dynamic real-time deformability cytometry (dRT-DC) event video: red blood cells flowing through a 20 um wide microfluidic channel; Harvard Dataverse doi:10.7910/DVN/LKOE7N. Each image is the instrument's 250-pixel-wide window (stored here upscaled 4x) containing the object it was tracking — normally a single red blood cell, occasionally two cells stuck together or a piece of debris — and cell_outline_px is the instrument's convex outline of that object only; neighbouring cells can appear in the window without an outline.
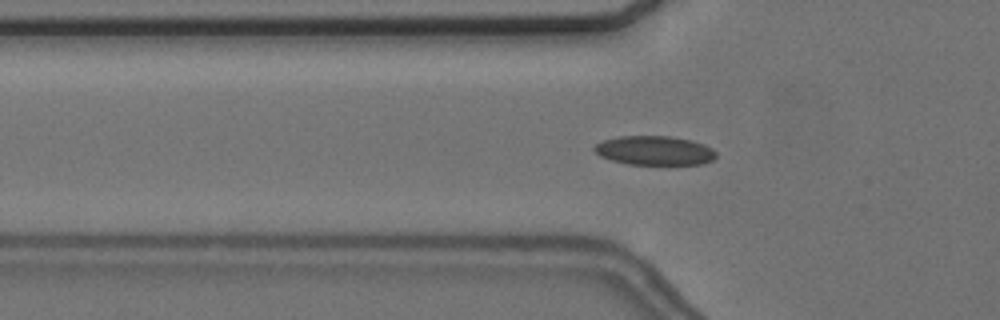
{"species": "common noctule bat (a hibernating species)", "species_latin": "Nyctalus noctula", "temperature_condition": "cold", "stored_images_in_passage": 28, "camera_frame_rate_fps": 3000, "um_per_image_px": 0.085, "animal": {"sex": "female", "body_mass_g": 24.6, "forearm_length_mm": 56.2}, "frame": {"image": 1, "passage_image": 8, "time_ms": 2.333, "image_size_px": [1000, 320], "cell_outline_px": [[716, 156], [712, 160], [704, 164], [628, 164], [612, 160], [600, 156], [592, 148], [596, 144], [604, 140], [620, 136], [668, 136], [692, 140], [704, 144], [712, 148], [716, 152]], "centroid_in_image_um": [55.65, 12.79], "position_along_channel_um": 70.1, "area_um2": 20.63}}
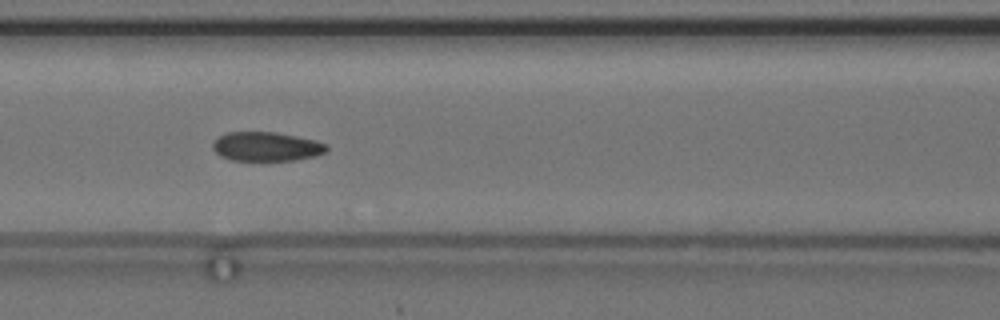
{"frame": {"image": 2, "passage_image": 14, "time_ms": 4.333, "image_size_px": [1000, 320], "cell_outline_px": [[328, 148], [324, 152], [316, 156], [296, 160], [228, 160], [220, 156], [212, 148], [212, 144], [220, 136], [228, 132], [276, 132], [316, 140], [328, 144]], "centroid_in_image_um": [22.66, 12.46], "position_along_channel_um": 143.9, "area_um2": 19.36}}